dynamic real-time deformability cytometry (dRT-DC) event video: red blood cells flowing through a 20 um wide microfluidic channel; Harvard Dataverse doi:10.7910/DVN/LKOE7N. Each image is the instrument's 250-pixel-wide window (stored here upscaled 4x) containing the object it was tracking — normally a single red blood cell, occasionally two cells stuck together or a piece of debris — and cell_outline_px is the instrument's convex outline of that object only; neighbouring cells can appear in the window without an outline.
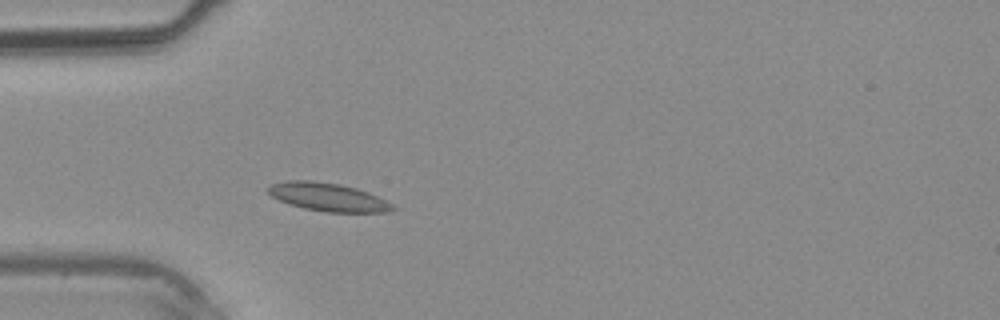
{"species": "common noctule bat (a hibernating species)", "species_latin": "Nyctalus noctula", "temperature_condition": "warm", "stored_images_in_passage": 25, "camera_frame_rate_fps": 3000, "um_per_image_px": 0.085, "animal": {"sex": "male", "body_mass_g": 20.4}, "frame": {"image": 1, "passage_image": 1, "time_ms": 0.0, "image_size_px": [1000, 320], "cell_outline_px": [[396, 208], [388, 212], [328, 212], [304, 208], [280, 200], [272, 196], [264, 188], [268, 184], [288, 180], [312, 180], [340, 184], [356, 188], [368, 192], [392, 204]], "centroid_in_image_um": [27.83, 16.73], "position_along_channel_um": 57.2, "area_um2": 20.4}}
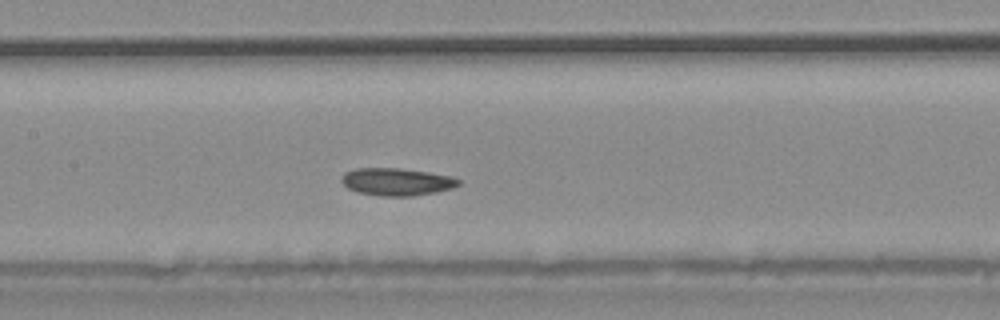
{"frame": {"image": 2, "passage_image": 8, "time_ms": 2.333, "image_size_px": [1000, 320], "cell_outline_px": [[460, 184], [452, 188], [436, 192], [412, 196], [380, 196], [356, 192], [348, 188], [340, 180], [340, 176], [344, 172], [356, 168], [400, 168], [428, 172], [448, 176], [460, 180]], "centroid_in_image_um": [33.66, 15.45], "position_along_channel_um": 173.7, "area_um2": 18.79}}